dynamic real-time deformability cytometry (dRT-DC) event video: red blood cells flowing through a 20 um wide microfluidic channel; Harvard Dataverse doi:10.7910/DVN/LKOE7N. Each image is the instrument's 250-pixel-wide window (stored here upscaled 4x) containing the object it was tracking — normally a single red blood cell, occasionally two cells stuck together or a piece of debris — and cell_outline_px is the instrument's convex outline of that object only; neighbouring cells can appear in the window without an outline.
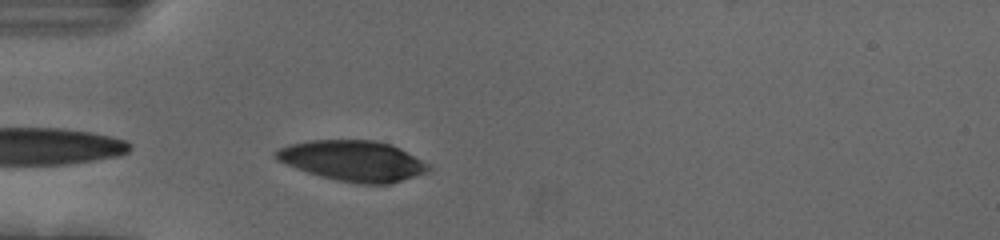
{"species": "human", "species_latin": "Homo sapiens", "temperature_condition": "cold", "stored_images_in_passage": 34, "camera_frame_rate_fps": 3000, "um_per_image_px": 0.085, "donor": {"sex": "female"}, "frame": {"image": 1, "passage_image": 2, "time_ms": 0.333, "image_size_px": [1000, 240], "cell_outline_px": [[432, 168], [424, 172], [388, 184], [364, 184], [336, 180], [320, 176], [296, 168], [276, 160], [272, 156], [272, 152], [288, 144], [308, 140], [376, 140], [392, 144], [400, 148], [428, 164]], "centroid_in_image_um": [29.93, 13.65], "position_along_channel_um": 55.1, "area_um2": 35.89}}
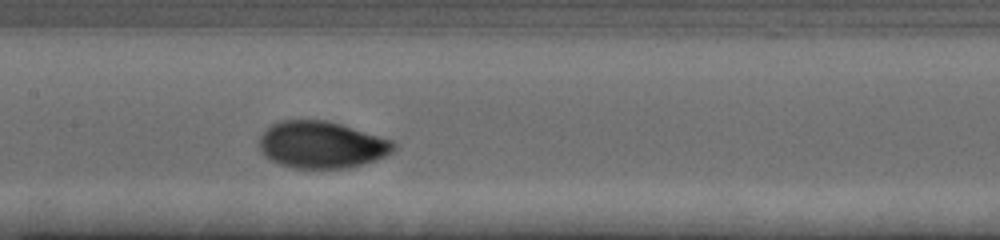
{"frame": {"image": 2, "passage_image": 13, "time_ms": 4.0, "image_size_px": [1000, 240], "cell_outline_px": [[396, 148], [392, 152], [376, 160], [364, 164], [348, 168], [292, 168], [280, 164], [264, 156], [260, 148], [260, 136], [272, 124], [280, 120], [328, 120], [392, 140], [396, 144]], "centroid_in_image_um": [27.35, 12.31], "position_along_channel_um": 180.1, "area_um2": 36.7}}
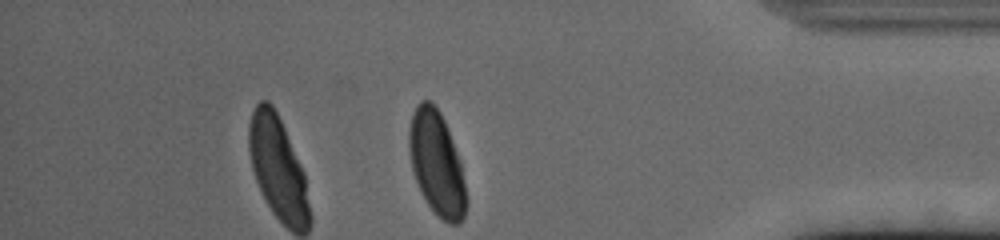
{"frame": {"image": 3, "passage_image": 33, "time_ms": 10.667, "image_size_px": [1000, 240], "cell_outline_px": [[468, 204], [464, 216], [460, 224], [448, 224], [428, 204], [416, 180], [412, 168], [408, 148], [408, 132], [412, 112], [416, 104], [420, 100], [432, 100], [440, 112], [444, 120], [456, 152], [460, 164], [468, 200]], "centroid_in_image_um": [37.11, 13.86], "position_along_channel_um": 398.1, "area_um2": 34.39}, "authors_computed_cell_mechanics": {"area_um2": 35.8938, "velocity_mm_per_s": 3.6844, "shape_relaxation_time_tau1_ms": 3.1253, "shape_relaxation_time_tau2_ms": null, "deformation_change_tau1": 0.1715, "deformation_change_tau2": null}}